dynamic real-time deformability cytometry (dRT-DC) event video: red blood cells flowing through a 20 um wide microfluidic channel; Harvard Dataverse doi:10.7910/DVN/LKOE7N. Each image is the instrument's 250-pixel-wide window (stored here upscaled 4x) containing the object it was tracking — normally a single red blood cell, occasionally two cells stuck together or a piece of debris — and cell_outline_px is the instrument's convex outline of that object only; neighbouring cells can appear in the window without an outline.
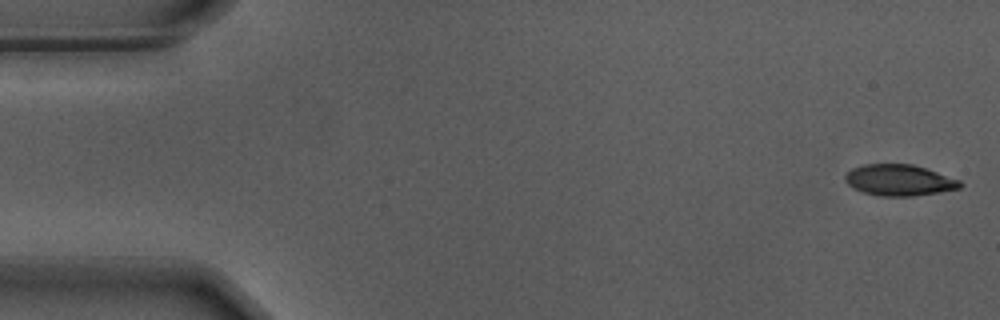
{"species": "Egyptian fruit bat (a non-hibernating species)", "species_latin": "Rousettus aegyptiacus", "temperature_condition": "warm", "stored_images_in_passage": 38, "camera_frame_rate_fps": 3000, "um_per_image_px": 0.085, "animal": {"sex": "male"}, "frame": {"image": 1, "passage_image": 1, "time_ms": 0.0, "image_size_px": [1000, 320], "cell_outline_px": [[964, 184], [960, 188], [940, 192], [912, 196], [880, 196], [864, 192], [848, 184], [844, 180], [844, 176], [852, 168], [864, 164], [912, 164], [960, 180]], "centroid_in_image_um": [76.44, 15.31], "position_along_channel_um": 8.6, "area_um2": 20.69}}
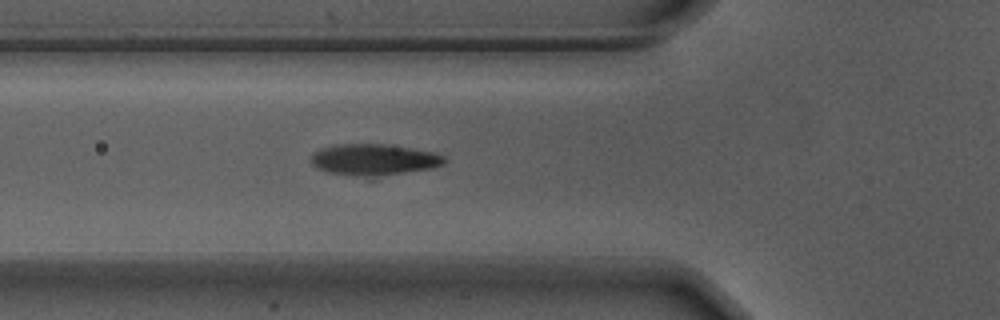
{"frame": {"image": 2, "passage_image": 19, "time_ms": 6.0, "image_size_px": [1000, 320], "cell_outline_px": [[448, 160], [444, 164], [432, 168], [376, 180], [368, 180], [328, 172], [316, 168], [312, 164], [312, 156], [320, 148], [336, 144], [384, 144], [412, 148], [436, 152], [444, 156]], "centroid_in_image_um": [31.84, 13.63], "position_along_channel_um": 94.0, "area_um2": 25.66}}
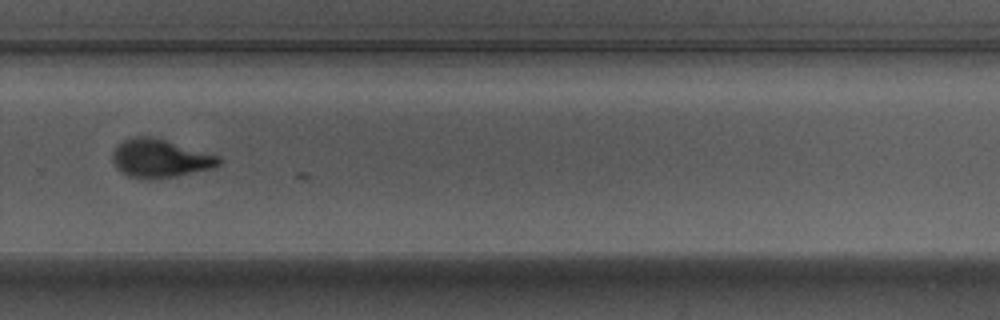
{"frame": {"image": 3, "passage_image": 37, "time_ms": 12.0, "image_size_px": [1000, 320], "cell_outline_px": [[224, 160], [220, 164], [212, 168], [176, 176], [152, 180], [148, 180], [128, 176], [120, 172], [112, 160], [112, 152], [124, 140], [136, 136], [152, 136], [220, 156]], "centroid_in_image_um": [13.61, 13.48], "position_along_channel_um": 316.2, "area_um2": 23.81}}